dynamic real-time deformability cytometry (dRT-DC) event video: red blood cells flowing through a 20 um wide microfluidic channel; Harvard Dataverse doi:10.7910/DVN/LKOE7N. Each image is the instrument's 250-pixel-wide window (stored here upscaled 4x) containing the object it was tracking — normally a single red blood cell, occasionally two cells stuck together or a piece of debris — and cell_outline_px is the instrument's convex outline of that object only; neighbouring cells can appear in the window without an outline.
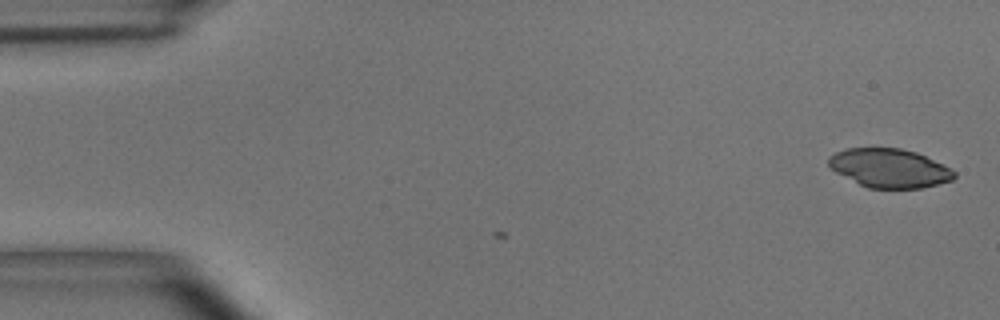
{"species": "common noctule bat (a hibernating species)", "species_latin": "Nyctalus noctula", "temperature_condition": "room temperature", "stored_images_in_passage": 3, "camera_frame_rate_fps": 3000, "um_per_image_px": 0.085, "animal": {"sex": "male", "body_mass_g": 15.6}, "frame": {"image": 1, "passage_image": 3, "time_ms": 0.667, "image_size_px": [1000, 320], "cell_outline_px": [[956, 176], [952, 180], [920, 188], [868, 188], [836, 172], [828, 164], [828, 156], [836, 152], [848, 148], [900, 148], [916, 152], [952, 168], [956, 172]], "centroid_in_image_um": [75.62, 14.28], "position_along_channel_um": 9.4, "area_um2": 28.26}}